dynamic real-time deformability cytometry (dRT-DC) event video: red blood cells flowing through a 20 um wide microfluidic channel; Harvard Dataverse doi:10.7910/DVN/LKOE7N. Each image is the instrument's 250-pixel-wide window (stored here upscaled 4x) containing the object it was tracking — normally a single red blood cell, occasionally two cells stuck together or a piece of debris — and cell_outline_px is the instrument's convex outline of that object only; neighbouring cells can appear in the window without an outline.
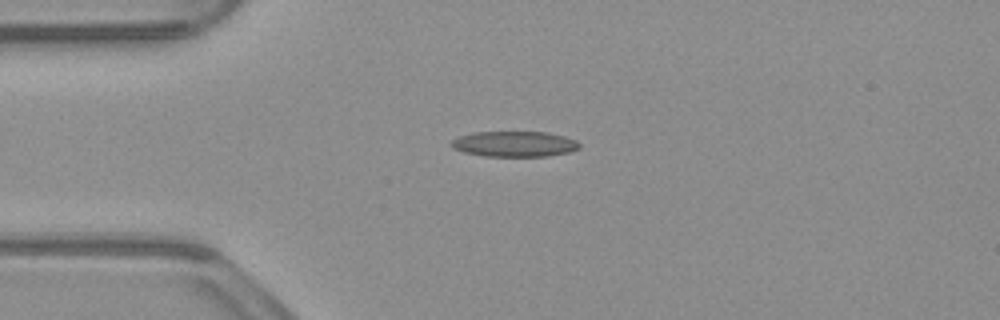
{"species": "common noctule bat (a hibernating species)", "species_latin": "Nyctalus noctula", "temperature_condition": "warm", "stored_images_in_passage": 52, "camera_frame_rate_fps": 3000, "um_per_image_px": 0.085, "animal": {"sex": "male", "body_mass_g": 23.1, "forearm_length_mm": 52.7}, "frame": {"image": 1, "passage_image": 12, "time_ms": 3.667, "image_size_px": [1000, 320], "cell_outline_px": [[580, 148], [568, 152], [548, 156], [484, 156], [464, 152], [452, 148], [448, 144], [452, 140], [460, 136], [472, 132], [548, 132], [564, 136], [576, 140], [580, 144]], "centroid_in_image_um": [43.71, 12.23], "position_along_channel_um": 41.3, "area_um2": 19.13}}
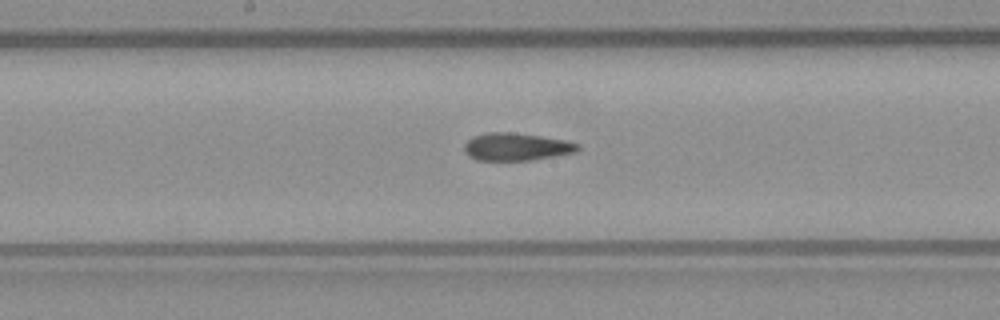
{"frame": {"image": 2, "passage_image": 26, "time_ms": 8.333, "image_size_px": [1000, 320], "cell_outline_px": [[580, 148], [576, 152], [532, 160], [476, 160], [468, 156], [464, 152], [464, 144], [472, 136], [488, 132], [512, 132], [568, 140], [580, 144]], "centroid_in_image_um": [43.89, 12.47], "position_along_channel_um": 204.3, "area_um2": 18.44}}
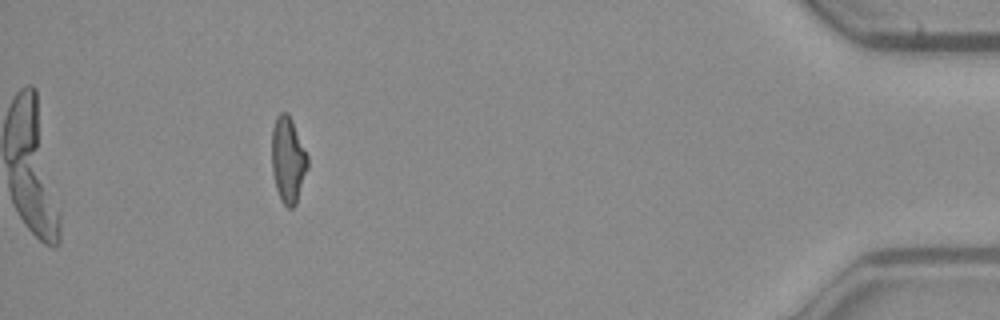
{"frame": {"image": 3, "passage_image": 47, "time_ms": 15.333, "image_size_px": [1000, 320], "cell_outline_px": [[308, 168], [296, 204], [292, 208], [288, 208], [280, 200], [276, 188], [272, 172], [272, 128], [276, 116], [280, 112], [288, 112], [292, 120], [308, 156]], "centroid_in_image_um": [24.48, 13.58], "position_along_channel_um": 410.7, "area_um2": 18.09}, "authors_computed_cell_mechanics": {"area_um2": 18.5538, "velocity_mm_per_s": 3.9197, "shape_relaxation_time_tau1_ms": null, "shape_relaxation_time_tau2_ms": 2.4922, "deformation_change_tau1": null, "deformation_change_tau2": 0.1157}}